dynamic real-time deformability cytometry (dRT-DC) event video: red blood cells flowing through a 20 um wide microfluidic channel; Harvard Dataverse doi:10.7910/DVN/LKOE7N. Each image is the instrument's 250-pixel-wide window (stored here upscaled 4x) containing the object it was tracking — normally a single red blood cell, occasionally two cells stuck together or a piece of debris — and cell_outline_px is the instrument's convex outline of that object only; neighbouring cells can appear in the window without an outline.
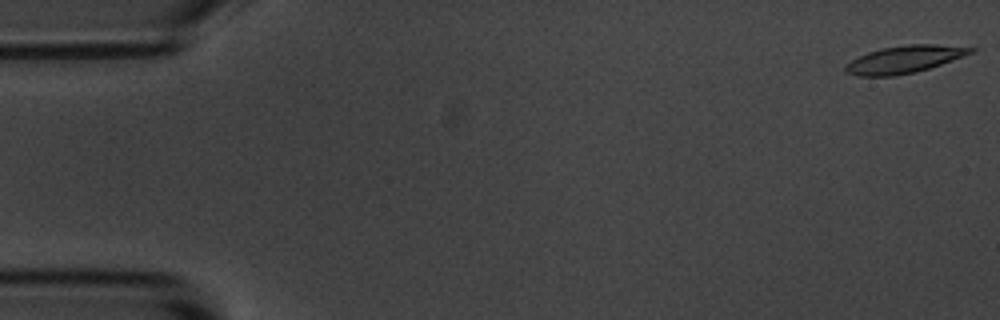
{"species": "common noctule bat (a hibernating species)", "species_latin": "Nyctalus noctula", "temperature_condition": "room temperature", "stored_images_in_passage": 48, "camera_frame_rate_fps": 3000, "um_per_image_px": 0.085, "animal": {"sex": "male", "body_mass_g": 20.1, "forearm_length_mm": 53.5}, "frame": {"image": 1, "passage_image": 1, "time_ms": 0.0, "image_size_px": [1000, 320], "cell_outline_px": [[980, 48], [976, 52], [916, 72], [896, 76], [860, 76], [844, 72], [844, 64], [868, 52], [884, 48], [908, 44], [936, 44]], "centroid_in_image_um": [76.9, 5.04], "position_along_channel_um": 8.1, "area_um2": 20.0}}
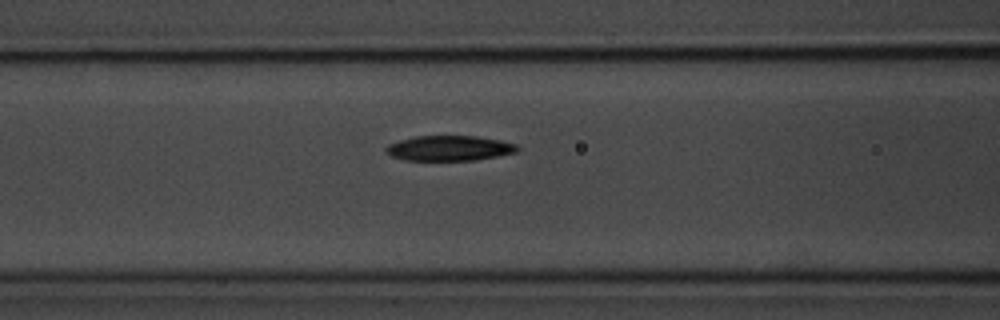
{"frame": {"image": 2, "passage_image": 22, "time_ms": 7.0, "image_size_px": [1000, 320], "cell_outline_px": [[520, 148], [516, 152], [476, 160], [404, 160], [392, 156], [384, 152], [384, 148], [388, 144], [400, 140], [416, 136], [476, 136], [500, 140], [516, 144]], "centroid_in_image_um": [38.17, 12.59], "position_along_channel_um": 128.4, "area_um2": 19.25}}
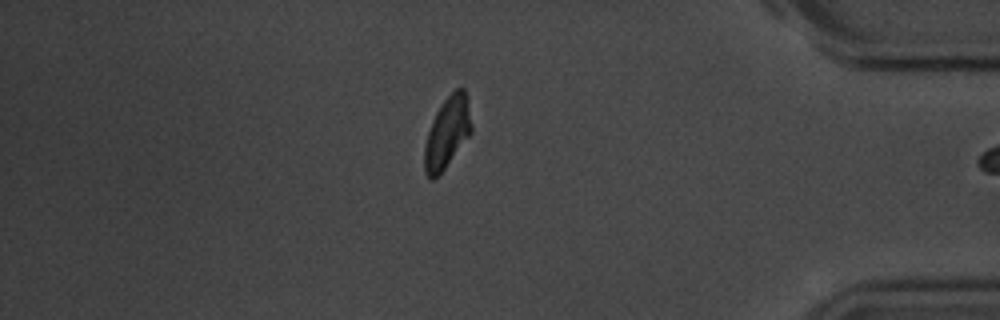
{"frame": {"image": 3, "passage_image": 47, "time_ms": 15.333, "image_size_px": [1000, 320], "cell_outline_px": [[472, 132], [444, 168], [432, 180], [428, 180], [424, 172], [424, 148], [428, 132], [432, 120], [436, 112], [444, 100], [456, 88], [464, 88], [472, 124]], "centroid_in_image_um": [37.99, 11.29], "position_along_channel_um": 397.2, "area_um2": 19.19}}